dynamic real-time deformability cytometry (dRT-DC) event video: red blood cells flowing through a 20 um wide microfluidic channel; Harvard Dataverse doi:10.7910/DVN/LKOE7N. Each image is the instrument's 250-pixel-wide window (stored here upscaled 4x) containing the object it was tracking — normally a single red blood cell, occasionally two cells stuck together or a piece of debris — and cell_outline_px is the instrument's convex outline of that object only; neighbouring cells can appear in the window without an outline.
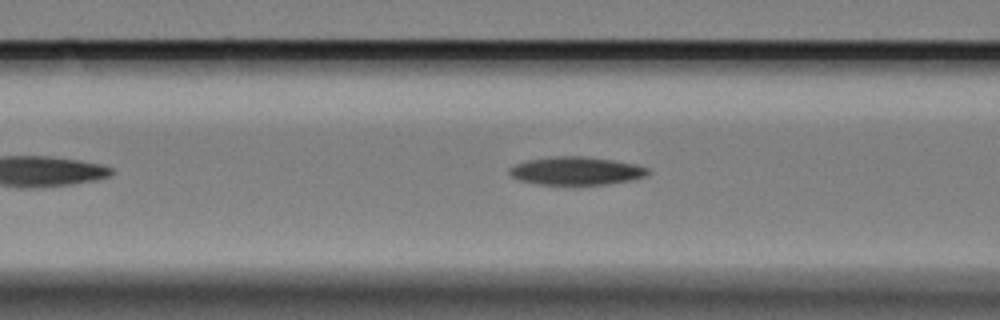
{"species": "Egyptian fruit bat (a non-hibernating species)", "species_latin": "Rousettus aegyptiacus", "temperature_condition": "cold", "stored_images_in_passage": 49, "camera_frame_rate_fps": 3000, "um_per_image_px": 0.085, "animal": {"sex": "female"}, "frame": {"image": 1, "passage_image": 11, "time_ms": 3.333, "image_size_px": [1000, 320], "cell_outline_px": [[652, 172], [644, 176], [628, 180], [608, 184], [540, 184], [520, 180], [512, 176], [508, 172], [508, 168], [516, 164], [528, 160], [552, 156], [584, 156], [612, 160], [636, 164], [648, 168]], "centroid_in_image_um": [48.97, 14.51], "position_along_channel_um": 117.6, "area_um2": 22.48}}
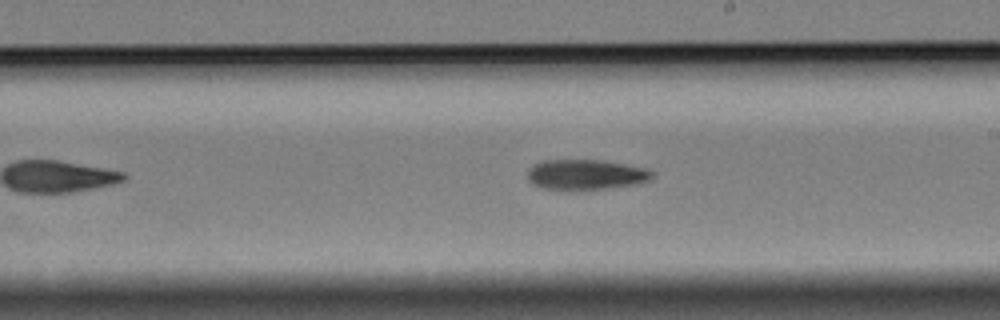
{"frame": {"image": 2, "passage_image": 22, "time_ms": 7.0, "image_size_px": [1000, 320], "cell_outline_px": [[656, 172], [648, 180], [636, 184], [584, 192], [576, 192], [540, 188], [532, 184], [528, 180], [528, 172], [536, 164], [544, 160], [600, 160], [648, 168]], "centroid_in_image_um": [49.8, 14.88], "position_along_channel_um": 239.2, "area_um2": 22.6}}
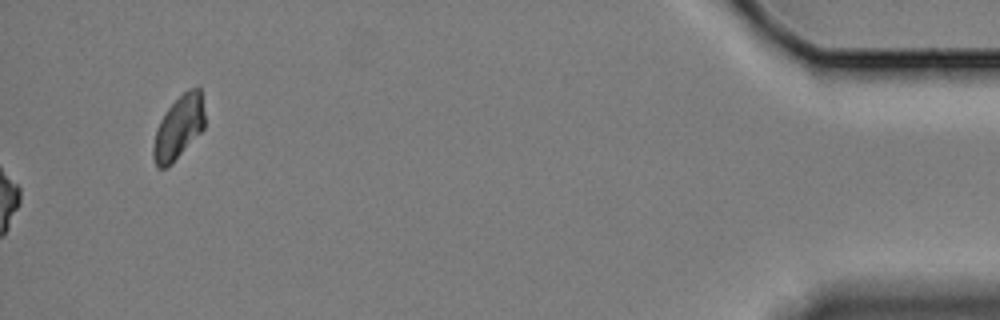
{"frame": {"image": 3, "passage_image": 49, "time_ms": 16.0, "image_size_px": [1000, 320], "cell_outline_px": [[204, 128], [172, 164], [168, 168], [156, 168], [152, 156], [152, 148], [156, 128], [160, 120], [168, 108], [188, 88], [200, 88], [204, 112]], "centroid_in_image_um": [15.15, 10.88], "position_along_channel_um": 420.0, "area_um2": 18.96}, "authors_computed_cell_mechanics": {"area_um2": 22.253, "velocity_mm_per_s": 3.3256, "shape_relaxation_time_tau1_ms": 4.5935, "shape_relaxation_time_tau2_ms": null, "deformation_change_tau1": 0.1157, "deformation_change_tau2": null}}